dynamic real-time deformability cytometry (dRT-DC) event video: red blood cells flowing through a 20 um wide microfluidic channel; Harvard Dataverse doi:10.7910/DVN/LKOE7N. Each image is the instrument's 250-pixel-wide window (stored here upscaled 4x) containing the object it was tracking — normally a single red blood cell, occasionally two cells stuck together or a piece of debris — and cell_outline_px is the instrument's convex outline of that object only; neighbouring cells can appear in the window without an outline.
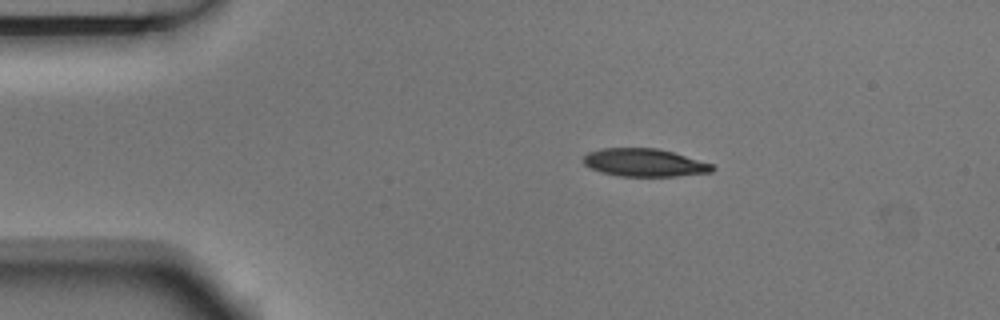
{"species": "Egyptian fruit bat (a non-hibernating species)", "species_latin": "Rousettus aegyptiacus", "temperature_condition": "room temperature", "stored_images_in_passage": 2, "camera_frame_rate_fps": 3000, "um_per_image_px": 0.085, "animal": {"sex": "male"}, "frame": {"image": 1, "passage_image": 1, "time_ms": 0.0, "image_size_px": [1000, 320], "cell_outline_px": [[716, 168], [712, 172], [676, 176], [620, 176], [600, 172], [584, 164], [584, 156], [588, 152], [600, 148], [656, 148], [672, 152], [712, 164]], "centroid_in_image_um": [54.77, 13.82], "position_along_channel_um": 30.2, "area_um2": 20.81}}